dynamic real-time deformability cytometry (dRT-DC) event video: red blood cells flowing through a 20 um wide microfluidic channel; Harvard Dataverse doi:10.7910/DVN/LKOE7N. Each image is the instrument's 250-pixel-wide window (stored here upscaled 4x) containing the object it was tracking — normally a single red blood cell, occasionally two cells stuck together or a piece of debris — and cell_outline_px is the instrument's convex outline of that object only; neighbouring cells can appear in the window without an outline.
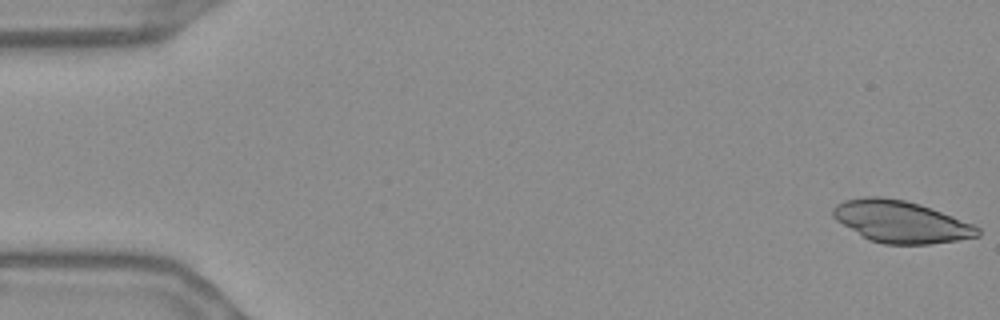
{"species": "Egyptian fruit bat (a non-hibernating species)", "species_latin": "Rousettus aegyptiacus", "temperature_condition": "warm", "stored_images_in_passage": 55, "camera_frame_rate_fps": 3000, "um_per_image_px": 0.085, "frame": {"image": 1, "passage_image": 1, "time_ms": 0.0, "image_size_px": [1000, 320], "cell_outline_px": [[980, 236], [956, 240], [928, 244], [884, 244], [868, 240], [836, 220], [832, 216], [832, 208], [836, 204], [844, 200], [864, 196], [880, 196], [904, 200], [920, 204], [952, 216], [972, 224], [980, 228]], "centroid_in_image_um": [76.53, 18.84], "position_along_channel_um": 8.5, "area_um2": 35.26}}